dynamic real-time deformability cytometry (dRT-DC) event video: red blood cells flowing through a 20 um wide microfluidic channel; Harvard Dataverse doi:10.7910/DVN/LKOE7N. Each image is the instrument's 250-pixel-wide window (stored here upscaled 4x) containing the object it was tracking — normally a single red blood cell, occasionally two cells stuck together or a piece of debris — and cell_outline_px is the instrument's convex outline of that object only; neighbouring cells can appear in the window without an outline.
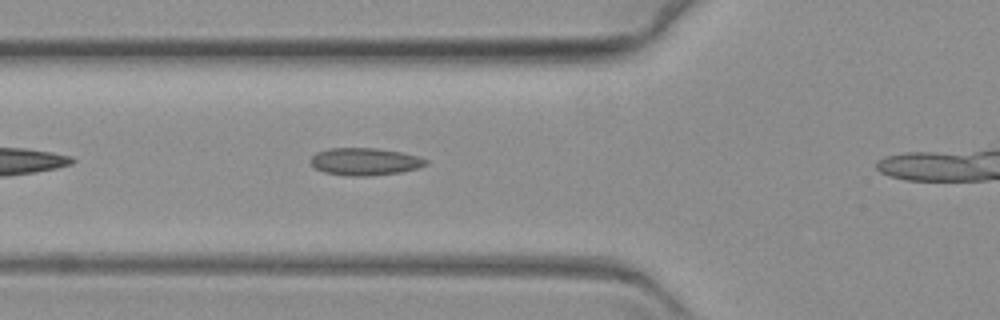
{"species": "common noctule bat (a hibernating species)", "species_latin": "Nyctalus noctula", "temperature_condition": "warm", "stored_images_in_passage": 15, "camera_frame_rate_fps": 3000, "um_per_image_px": 0.085, "animal": {"sex": "female", "body_mass_g": 19.3, "forearm_length_mm": 54.1}, "frame": {"image": 1, "passage_image": 7, "time_ms": 2.0, "image_size_px": [1000, 320], "cell_outline_px": [[428, 164], [420, 168], [400, 172], [368, 176], [348, 176], [324, 172], [316, 168], [308, 160], [316, 152], [328, 148], [376, 148], [400, 152], [416, 156], [428, 160]], "centroid_in_image_um": [31.0, 13.73], "position_along_channel_um": 94.8, "area_um2": 18.44}}
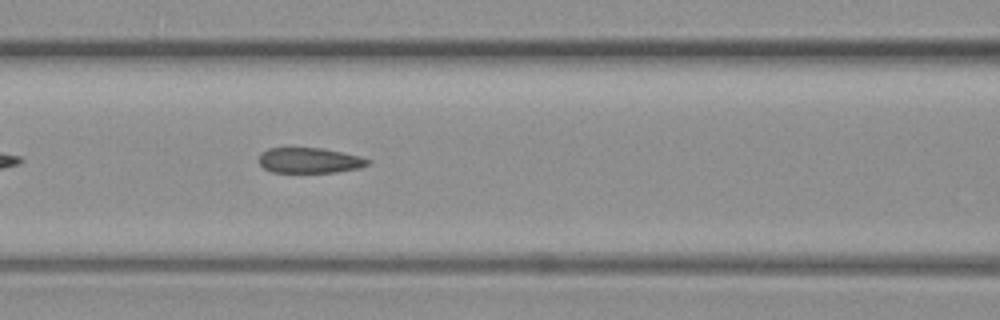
{"frame": {"image": 2, "passage_image": 11, "time_ms": 3.333, "image_size_px": [1000, 320], "cell_outline_px": [[372, 160], [368, 164], [360, 168], [336, 172], [272, 172], [264, 168], [260, 164], [260, 152], [268, 148], [320, 148], [360, 156]], "centroid_in_image_um": [26.31, 13.63], "position_along_channel_um": 140.3, "area_um2": 16.01}}